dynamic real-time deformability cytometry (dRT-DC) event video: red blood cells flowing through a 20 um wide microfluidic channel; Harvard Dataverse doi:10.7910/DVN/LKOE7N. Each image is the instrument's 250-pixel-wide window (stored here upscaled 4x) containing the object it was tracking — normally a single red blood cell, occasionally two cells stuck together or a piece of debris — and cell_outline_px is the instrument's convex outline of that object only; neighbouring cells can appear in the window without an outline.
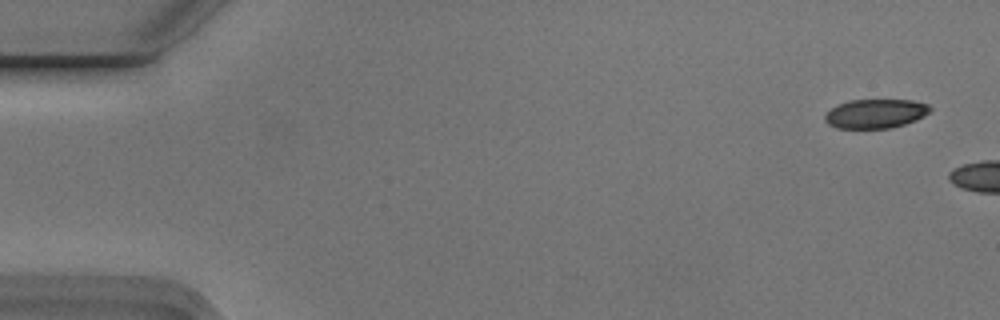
{"species": "Egyptian fruit bat (a non-hibernating species)", "species_latin": "Rousettus aegyptiacus", "temperature_condition": "cold", "stored_images_in_passage": 5, "camera_frame_rate_fps": 3000, "um_per_image_px": 0.085, "animal": {"sex": "male"}, "frame": {"image": 1, "passage_image": 1, "time_ms": 0.0, "image_size_px": [1000, 320], "cell_outline_px": [[932, 108], [924, 116], [916, 120], [904, 124], [888, 128], [836, 128], [828, 124], [824, 120], [824, 116], [836, 104], [848, 100], [912, 100], [928, 104]], "centroid_in_image_um": [74.4, 9.65], "position_along_channel_um": 10.6, "area_um2": 17.86}}